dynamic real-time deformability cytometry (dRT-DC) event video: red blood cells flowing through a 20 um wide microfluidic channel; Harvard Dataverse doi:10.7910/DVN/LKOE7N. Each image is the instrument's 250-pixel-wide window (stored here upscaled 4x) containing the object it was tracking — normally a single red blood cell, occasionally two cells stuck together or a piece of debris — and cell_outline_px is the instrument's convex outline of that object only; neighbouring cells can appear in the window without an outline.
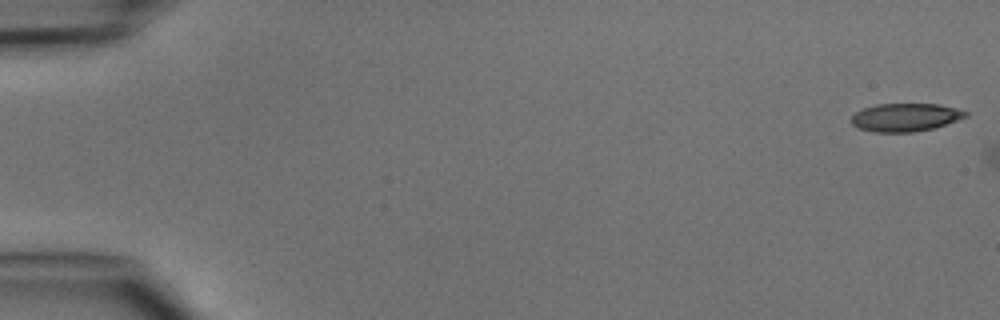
{"species": "common noctule bat (a hibernating species)", "species_latin": "Nyctalus noctula", "temperature_condition": "cold", "stored_images_in_passage": 2, "camera_frame_rate_fps": 3000, "um_per_image_px": 0.085, "animal": {"sex": "male", "body_mass_g": 15.6}, "frame": {"image": 1, "passage_image": 1, "time_ms": 0.0, "image_size_px": [1000, 320], "cell_outline_px": [[968, 116], [932, 128], [912, 132], [876, 132], [860, 128], [852, 124], [852, 116], [856, 112], [864, 108], [876, 104], [936, 104], [956, 108], [968, 112]], "centroid_in_image_um": [76.95, 9.96], "position_along_channel_um": 8.0, "area_um2": 18.38}}